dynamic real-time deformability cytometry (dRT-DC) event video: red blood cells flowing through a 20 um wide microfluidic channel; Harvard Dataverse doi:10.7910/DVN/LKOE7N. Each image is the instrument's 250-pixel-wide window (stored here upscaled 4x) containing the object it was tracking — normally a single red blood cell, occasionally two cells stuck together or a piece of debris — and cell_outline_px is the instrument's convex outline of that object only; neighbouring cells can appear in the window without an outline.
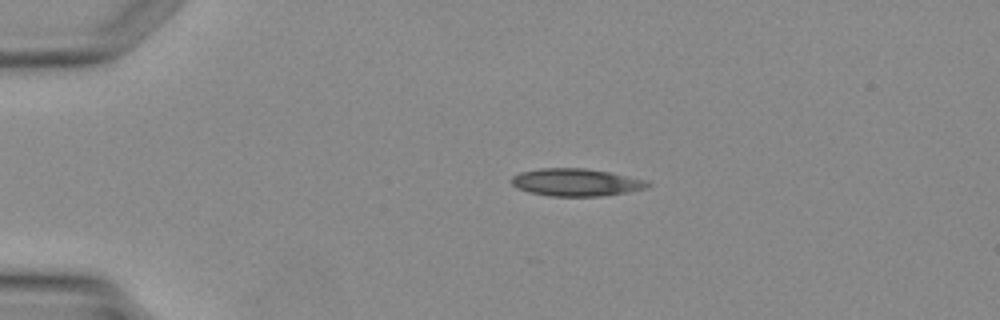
{"species": "Egyptian fruit bat (a non-hibernating species)", "species_latin": "Rousettus aegyptiacus", "temperature_condition": "warm", "stored_images_in_passage": 2, "camera_frame_rate_fps": 3000, "um_per_image_px": 0.085, "animal": {"sex": "female"}, "frame": {"image": 1, "passage_image": 1, "time_ms": 0.0, "image_size_px": [1000, 320], "cell_outline_px": [[652, 184], [648, 188], [628, 192], [600, 196], [548, 196], [528, 192], [516, 188], [508, 180], [512, 176], [520, 172], [540, 168], [584, 168], [612, 172], [648, 180]], "centroid_in_image_um": [48.97, 15.49], "position_along_channel_um": 36.0, "area_um2": 22.25}}